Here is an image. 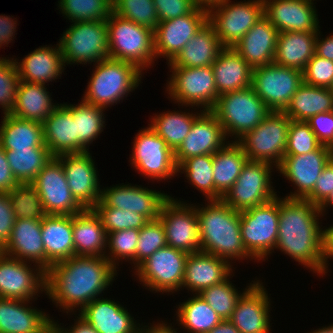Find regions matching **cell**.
Returning a JSON list of instances; mask_svg holds the SVG:
<instances>
[{
    "instance_id": "obj_1",
    "label": "cell",
    "mask_w": 333,
    "mask_h": 333,
    "mask_svg": "<svg viewBox=\"0 0 333 333\" xmlns=\"http://www.w3.org/2000/svg\"><path fill=\"white\" fill-rule=\"evenodd\" d=\"M117 271L105 257L73 256L46 271L44 294L59 307L60 312L68 315L73 311L72 315H76L75 310L79 313L112 286Z\"/></svg>"
},
{
    "instance_id": "obj_2",
    "label": "cell",
    "mask_w": 333,
    "mask_h": 333,
    "mask_svg": "<svg viewBox=\"0 0 333 333\" xmlns=\"http://www.w3.org/2000/svg\"><path fill=\"white\" fill-rule=\"evenodd\" d=\"M321 211L307 199L279 197V226L275 250L279 249L303 268L323 278ZM321 225V226H320Z\"/></svg>"
},
{
    "instance_id": "obj_3",
    "label": "cell",
    "mask_w": 333,
    "mask_h": 333,
    "mask_svg": "<svg viewBox=\"0 0 333 333\" xmlns=\"http://www.w3.org/2000/svg\"><path fill=\"white\" fill-rule=\"evenodd\" d=\"M201 206L195 205L201 251L216 255L230 264L233 260L254 259L242 242L239 211L223 200H208Z\"/></svg>"
},
{
    "instance_id": "obj_4",
    "label": "cell",
    "mask_w": 333,
    "mask_h": 333,
    "mask_svg": "<svg viewBox=\"0 0 333 333\" xmlns=\"http://www.w3.org/2000/svg\"><path fill=\"white\" fill-rule=\"evenodd\" d=\"M92 76L83 100L107 109L123 101L141 83L142 74L136 65L126 61L106 59L93 64Z\"/></svg>"
},
{
    "instance_id": "obj_5",
    "label": "cell",
    "mask_w": 333,
    "mask_h": 333,
    "mask_svg": "<svg viewBox=\"0 0 333 333\" xmlns=\"http://www.w3.org/2000/svg\"><path fill=\"white\" fill-rule=\"evenodd\" d=\"M221 124L226 138L238 141L260 124L271 110L255 93L252 86L218 96L210 110Z\"/></svg>"
},
{
    "instance_id": "obj_6",
    "label": "cell",
    "mask_w": 333,
    "mask_h": 333,
    "mask_svg": "<svg viewBox=\"0 0 333 333\" xmlns=\"http://www.w3.org/2000/svg\"><path fill=\"white\" fill-rule=\"evenodd\" d=\"M106 21L109 58L133 63L143 72L150 69L156 61L154 31L113 11Z\"/></svg>"
},
{
    "instance_id": "obj_7",
    "label": "cell",
    "mask_w": 333,
    "mask_h": 333,
    "mask_svg": "<svg viewBox=\"0 0 333 333\" xmlns=\"http://www.w3.org/2000/svg\"><path fill=\"white\" fill-rule=\"evenodd\" d=\"M207 8V22L213 27L224 47H234L264 16L263 0H218Z\"/></svg>"
},
{
    "instance_id": "obj_8",
    "label": "cell",
    "mask_w": 333,
    "mask_h": 333,
    "mask_svg": "<svg viewBox=\"0 0 333 333\" xmlns=\"http://www.w3.org/2000/svg\"><path fill=\"white\" fill-rule=\"evenodd\" d=\"M239 213L240 232L246 251L257 262L268 260L277 245L279 197Z\"/></svg>"
},
{
    "instance_id": "obj_9",
    "label": "cell",
    "mask_w": 333,
    "mask_h": 333,
    "mask_svg": "<svg viewBox=\"0 0 333 333\" xmlns=\"http://www.w3.org/2000/svg\"><path fill=\"white\" fill-rule=\"evenodd\" d=\"M71 23L58 42L65 66L92 65L109 58L106 20Z\"/></svg>"
},
{
    "instance_id": "obj_10",
    "label": "cell",
    "mask_w": 333,
    "mask_h": 333,
    "mask_svg": "<svg viewBox=\"0 0 333 333\" xmlns=\"http://www.w3.org/2000/svg\"><path fill=\"white\" fill-rule=\"evenodd\" d=\"M169 70L172 74L167 80L165 91L174 104L186 108L191 106L195 110L200 107L203 111L213 108L218 92L212 66L170 67Z\"/></svg>"
},
{
    "instance_id": "obj_11",
    "label": "cell",
    "mask_w": 333,
    "mask_h": 333,
    "mask_svg": "<svg viewBox=\"0 0 333 333\" xmlns=\"http://www.w3.org/2000/svg\"><path fill=\"white\" fill-rule=\"evenodd\" d=\"M290 122L284 111H271L260 124L241 137L237 142L248 161L268 162L277 167L285 155Z\"/></svg>"
},
{
    "instance_id": "obj_12",
    "label": "cell",
    "mask_w": 333,
    "mask_h": 333,
    "mask_svg": "<svg viewBox=\"0 0 333 333\" xmlns=\"http://www.w3.org/2000/svg\"><path fill=\"white\" fill-rule=\"evenodd\" d=\"M132 143L129 161L140 175L152 181L169 180L179 175L175 152L149 125L138 131Z\"/></svg>"
},
{
    "instance_id": "obj_13",
    "label": "cell",
    "mask_w": 333,
    "mask_h": 333,
    "mask_svg": "<svg viewBox=\"0 0 333 333\" xmlns=\"http://www.w3.org/2000/svg\"><path fill=\"white\" fill-rule=\"evenodd\" d=\"M187 256L186 252L166 246L154 252L133 272L150 292L172 294L181 289Z\"/></svg>"
},
{
    "instance_id": "obj_14",
    "label": "cell",
    "mask_w": 333,
    "mask_h": 333,
    "mask_svg": "<svg viewBox=\"0 0 333 333\" xmlns=\"http://www.w3.org/2000/svg\"><path fill=\"white\" fill-rule=\"evenodd\" d=\"M273 164L247 161L236 182L222 197V200L237 211L262 205L277 196L272 185Z\"/></svg>"
},
{
    "instance_id": "obj_15",
    "label": "cell",
    "mask_w": 333,
    "mask_h": 333,
    "mask_svg": "<svg viewBox=\"0 0 333 333\" xmlns=\"http://www.w3.org/2000/svg\"><path fill=\"white\" fill-rule=\"evenodd\" d=\"M303 84V72L275 63L252 70V87L271 111H284Z\"/></svg>"
},
{
    "instance_id": "obj_16",
    "label": "cell",
    "mask_w": 333,
    "mask_h": 333,
    "mask_svg": "<svg viewBox=\"0 0 333 333\" xmlns=\"http://www.w3.org/2000/svg\"><path fill=\"white\" fill-rule=\"evenodd\" d=\"M158 219L164 226L167 246L188 254L201 251L194 204L170 196L163 203Z\"/></svg>"
},
{
    "instance_id": "obj_17",
    "label": "cell",
    "mask_w": 333,
    "mask_h": 333,
    "mask_svg": "<svg viewBox=\"0 0 333 333\" xmlns=\"http://www.w3.org/2000/svg\"><path fill=\"white\" fill-rule=\"evenodd\" d=\"M31 265L5 254L0 256V298L33 301L45 292L46 271Z\"/></svg>"
},
{
    "instance_id": "obj_18",
    "label": "cell",
    "mask_w": 333,
    "mask_h": 333,
    "mask_svg": "<svg viewBox=\"0 0 333 333\" xmlns=\"http://www.w3.org/2000/svg\"><path fill=\"white\" fill-rule=\"evenodd\" d=\"M207 22L206 5L199 4L190 14L160 21L154 30L156 60L166 58L171 63L182 48Z\"/></svg>"
},
{
    "instance_id": "obj_19",
    "label": "cell",
    "mask_w": 333,
    "mask_h": 333,
    "mask_svg": "<svg viewBox=\"0 0 333 333\" xmlns=\"http://www.w3.org/2000/svg\"><path fill=\"white\" fill-rule=\"evenodd\" d=\"M40 195L46 214L74 215L84 208L73 197L62 163L53 157L31 183Z\"/></svg>"
},
{
    "instance_id": "obj_20",
    "label": "cell",
    "mask_w": 333,
    "mask_h": 333,
    "mask_svg": "<svg viewBox=\"0 0 333 333\" xmlns=\"http://www.w3.org/2000/svg\"><path fill=\"white\" fill-rule=\"evenodd\" d=\"M332 157L333 150L322 144L307 154L284 156L276 170L295 187L294 192L285 197L305 199Z\"/></svg>"
},
{
    "instance_id": "obj_21",
    "label": "cell",
    "mask_w": 333,
    "mask_h": 333,
    "mask_svg": "<svg viewBox=\"0 0 333 333\" xmlns=\"http://www.w3.org/2000/svg\"><path fill=\"white\" fill-rule=\"evenodd\" d=\"M63 166L73 197L84 209H92L101 199L98 171L89 151L56 157Z\"/></svg>"
},
{
    "instance_id": "obj_22",
    "label": "cell",
    "mask_w": 333,
    "mask_h": 333,
    "mask_svg": "<svg viewBox=\"0 0 333 333\" xmlns=\"http://www.w3.org/2000/svg\"><path fill=\"white\" fill-rule=\"evenodd\" d=\"M167 193L132 184H116L101 190V201L108 207L136 212L148 221L158 219Z\"/></svg>"
},
{
    "instance_id": "obj_23",
    "label": "cell",
    "mask_w": 333,
    "mask_h": 333,
    "mask_svg": "<svg viewBox=\"0 0 333 333\" xmlns=\"http://www.w3.org/2000/svg\"><path fill=\"white\" fill-rule=\"evenodd\" d=\"M270 307L267 290L263 282L256 279L241 295L228 320L241 333H271Z\"/></svg>"
},
{
    "instance_id": "obj_24",
    "label": "cell",
    "mask_w": 333,
    "mask_h": 333,
    "mask_svg": "<svg viewBox=\"0 0 333 333\" xmlns=\"http://www.w3.org/2000/svg\"><path fill=\"white\" fill-rule=\"evenodd\" d=\"M316 0H263L264 16L280 32L320 29Z\"/></svg>"
},
{
    "instance_id": "obj_25",
    "label": "cell",
    "mask_w": 333,
    "mask_h": 333,
    "mask_svg": "<svg viewBox=\"0 0 333 333\" xmlns=\"http://www.w3.org/2000/svg\"><path fill=\"white\" fill-rule=\"evenodd\" d=\"M229 139L219 121L210 111H203L193 122L189 134L175 151V161L179 166L184 160L193 156L214 154Z\"/></svg>"
},
{
    "instance_id": "obj_26",
    "label": "cell",
    "mask_w": 333,
    "mask_h": 333,
    "mask_svg": "<svg viewBox=\"0 0 333 333\" xmlns=\"http://www.w3.org/2000/svg\"><path fill=\"white\" fill-rule=\"evenodd\" d=\"M78 316L92 325L98 333H139L140 330V323H136L124 306L103 295L87 304Z\"/></svg>"
},
{
    "instance_id": "obj_27",
    "label": "cell",
    "mask_w": 333,
    "mask_h": 333,
    "mask_svg": "<svg viewBox=\"0 0 333 333\" xmlns=\"http://www.w3.org/2000/svg\"><path fill=\"white\" fill-rule=\"evenodd\" d=\"M229 262L202 251L190 253L187 256L182 281V288L199 294L203 289L226 280L233 270Z\"/></svg>"
},
{
    "instance_id": "obj_28",
    "label": "cell",
    "mask_w": 333,
    "mask_h": 333,
    "mask_svg": "<svg viewBox=\"0 0 333 333\" xmlns=\"http://www.w3.org/2000/svg\"><path fill=\"white\" fill-rule=\"evenodd\" d=\"M279 31L263 16L233 47L252 67L274 63Z\"/></svg>"
},
{
    "instance_id": "obj_29",
    "label": "cell",
    "mask_w": 333,
    "mask_h": 333,
    "mask_svg": "<svg viewBox=\"0 0 333 333\" xmlns=\"http://www.w3.org/2000/svg\"><path fill=\"white\" fill-rule=\"evenodd\" d=\"M3 254L40 266L45 270V250L41 234V220L16 219Z\"/></svg>"
},
{
    "instance_id": "obj_30",
    "label": "cell",
    "mask_w": 333,
    "mask_h": 333,
    "mask_svg": "<svg viewBox=\"0 0 333 333\" xmlns=\"http://www.w3.org/2000/svg\"><path fill=\"white\" fill-rule=\"evenodd\" d=\"M73 215L47 214L41 220L45 250V271L52 265L74 256Z\"/></svg>"
},
{
    "instance_id": "obj_31",
    "label": "cell",
    "mask_w": 333,
    "mask_h": 333,
    "mask_svg": "<svg viewBox=\"0 0 333 333\" xmlns=\"http://www.w3.org/2000/svg\"><path fill=\"white\" fill-rule=\"evenodd\" d=\"M55 46L36 48L20 62L14 58L20 80L46 85L60 79L66 66L58 43Z\"/></svg>"
},
{
    "instance_id": "obj_32",
    "label": "cell",
    "mask_w": 333,
    "mask_h": 333,
    "mask_svg": "<svg viewBox=\"0 0 333 333\" xmlns=\"http://www.w3.org/2000/svg\"><path fill=\"white\" fill-rule=\"evenodd\" d=\"M30 302L0 298V333H45L53 319Z\"/></svg>"
},
{
    "instance_id": "obj_33",
    "label": "cell",
    "mask_w": 333,
    "mask_h": 333,
    "mask_svg": "<svg viewBox=\"0 0 333 333\" xmlns=\"http://www.w3.org/2000/svg\"><path fill=\"white\" fill-rule=\"evenodd\" d=\"M74 256L105 257L107 233L93 209L73 215Z\"/></svg>"
},
{
    "instance_id": "obj_34",
    "label": "cell",
    "mask_w": 333,
    "mask_h": 333,
    "mask_svg": "<svg viewBox=\"0 0 333 333\" xmlns=\"http://www.w3.org/2000/svg\"><path fill=\"white\" fill-rule=\"evenodd\" d=\"M218 96L252 86V67L233 47H224L212 64Z\"/></svg>"
},
{
    "instance_id": "obj_35",
    "label": "cell",
    "mask_w": 333,
    "mask_h": 333,
    "mask_svg": "<svg viewBox=\"0 0 333 333\" xmlns=\"http://www.w3.org/2000/svg\"><path fill=\"white\" fill-rule=\"evenodd\" d=\"M223 48L213 27L206 22L168 67L212 66Z\"/></svg>"
},
{
    "instance_id": "obj_36",
    "label": "cell",
    "mask_w": 333,
    "mask_h": 333,
    "mask_svg": "<svg viewBox=\"0 0 333 333\" xmlns=\"http://www.w3.org/2000/svg\"><path fill=\"white\" fill-rule=\"evenodd\" d=\"M42 124L45 145L54 157L76 153L75 122L65 103H60Z\"/></svg>"
},
{
    "instance_id": "obj_37",
    "label": "cell",
    "mask_w": 333,
    "mask_h": 333,
    "mask_svg": "<svg viewBox=\"0 0 333 333\" xmlns=\"http://www.w3.org/2000/svg\"><path fill=\"white\" fill-rule=\"evenodd\" d=\"M314 32H280L278 34L274 63L303 71L316 50Z\"/></svg>"
},
{
    "instance_id": "obj_38",
    "label": "cell",
    "mask_w": 333,
    "mask_h": 333,
    "mask_svg": "<svg viewBox=\"0 0 333 333\" xmlns=\"http://www.w3.org/2000/svg\"><path fill=\"white\" fill-rule=\"evenodd\" d=\"M43 84L20 80L16 94V104L10 113L12 116L29 121L43 123L60 105L52 102L50 92Z\"/></svg>"
},
{
    "instance_id": "obj_39",
    "label": "cell",
    "mask_w": 333,
    "mask_h": 333,
    "mask_svg": "<svg viewBox=\"0 0 333 333\" xmlns=\"http://www.w3.org/2000/svg\"><path fill=\"white\" fill-rule=\"evenodd\" d=\"M247 161L243 148L236 141H229L213 154L214 200H222Z\"/></svg>"
},
{
    "instance_id": "obj_40",
    "label": "cell",
    "mask_w": 333,
    "mask_h": 333,
    "mask_svg": "<svg viewBox=\"0 0 333 333\" xmlns=\"http://www.w3.org/2000/svg\"><path fill=\"white\" fill-rule=\"evenodd\" d=\"M0 124V146L4 150L47 147L43 124L5 114Z\"/></svg>"
},
{
    "instance_id": "obj_41",
    "label": "cell",
    "mask_w": 333,
    "mask_h": 333,
    "mask_svg": "<svg viewBox=\"0 0 333 333\" xmlns=\"http://www.w3.org/2000/svg\"><path fill=\"white\" fill-rule=\"evenodd\" d=\"M333 111L331 88L310 86L303 83L293 94L284 112L295 121H308L312 116Z\"/></svg>"
},
{
    "instance_id": "obj_42",
    "label": "cell",
    "mask_w": 333,
    "mask_h": 333,
    "mask_svg": "<svg viewBox=\"0 0 333 333\" xmlns=\"http://www.w3.org/2000/svg\"><path fill=\"white\" fill-rule=\"evenodd\" d=\"M65 105L72 111L76 128V153L89 151L90 144L105 129V108L85 102Z\"/></svg>"
},
{
    "instance_id": "obj_43",
    "label": "cell",
    "mask_w": 333,
    "mask_h": 333,
    "mask_svg": "<svg viewBox=\"0 0 333 333\" xmlns=\"http://www.w3.org/2000/svg\"><path fill=\"white\" fill-rule=\"evenodd\" d=\"M166 111L151 117L148 124L174 152L189 134L194 120L203 112Z\"/></svg>"
},
{
    "instance_id": "obj_44",
    "label": "cell",
    "mask_w": 333,
    "mask_h": 333,
    "mask_svg": "<svg viewBox=\"0 0 333 333\" xmlns=\"http://www.w3.org/2000/svg\"><path fill=\"white\" fill-rule=\"evenodd\" d=\"M176 308V322L187 333H208L223 321L199 294H193Z\"/></svg>"
},
{
    "instance_id": "obj_45",
    "label": "cell",
    "mask_w": 333,
    "mask_h": 333,
    "mask_svg": "<svg viewBox=\"0 0 333 333\" xmlns=\"http://www.w3.org/2000/svg\"><path fill=\"white\" fill-rule=\"evenodd\" d=\"M11 171L19 184L32 183L54 157L47 147L5 150Z\"/></svg>"
},
{
    "instance_id": "obj_46",
    "label": "cell",
    "mask_w": 333,
    "mask_h": 333,
    "mask_svg": "<svg viewBox=\"0 0 333 333\" xmlns=\"http://www.w3.org/2000/svg\"><path fill=\"white\" fill-rule=\"evenodd\" d=\"M185 174L187 182L205 196L214 200L213 154L193 156L178 166V173Z\"/></svg>"
},
{
    "instance_id": "obj_47",
    "label": "cell",
    "mask_w": 333,
    "mask_h": 333,
    "mask_svg": "<svg viewBox=\"0 0 333 333\" xmlns=\"http://www.w3.org/2000/svg\"><path fill=\"white\" fill-rule=\"evenodd\" d=\"M64 18L70 22L107 20L113 11V0H59Z\"/></svg>"
},
{
    "instance_id": "obj_48",
    "label": "cell",
    "mask_w": 333,
    "mask_h": 333,
    "mask_svg": "<svg viewBox=\"0 0 333 333\" xmlns=\"http://www.w3.org/2000/svg\"><path fill=\"white\" fill-rule=\"evenodd\" d=\"M232 274L223 282L203 289L199 296L219 315L222 320H228L233 313L241 295L255 282L251 281L249 286L239 293L229 279Z\"/></svg>"
},
{
    "instance_id": "obj_49",
    "label": "cell",
    "mask_w": 333,
    "mask_h": 333,
    "mask_svg": "<svg viewBox=\"0 0 333 333\" xmlns=\"http://www.w3.org/2000/svg\"><path fill=\"white\" fill-rule=\"evenodd\" d=\"M138 229H124L107 233V252L105 258L118 269L119 262L131 261L136 269V248L139 238Z\"/></svg>"
},
{
    "instance_id": "obj_50",
    "label": "cell",
    "mask_w": 333,
    "mask_h": 333,
    "mask_svg": "<svg viewBox=\"0 0 333 333\" xmlns=\"http://www.w3.org/2000/svg\"><path fill=\"white\" fill-rule=\"evenodd\" d=\"M8 195L16 219L42 220L47 215L40 195L31 183L18 184Z\"/></svg>"
},
{
    "instance_id": "obj_51",
    "label": "cell",
    "mask_w": 333,
    "mask_h": 333,
    "mask_svg": "<svg viewBox=\"0 0 333 333\" xmlns=\"http://www.w3.org/2000/svg\"><path fill=\"white\" fill-rule=\"evenodd\" d=\"M100 217L106 233L124 229L140 230L148 220L136 212L108 207L101 200L92 208Z\"/></svg>"
},
{
    "instance_id": "obj_52",
    "label": "cell",
    "mask_w": 333,
    "mask_h": 333,
    "mask_svg": "<svg viewBox=\"0 0 333 333\" xmlns=\"http://www.w3.org/2000/svg\"><path fill=\"white\" fill-rule=\"evenodd\" d=\"M113 12L153 31L160 22L153 0H113Z\"/></svg>"
},
{
    "instance_id": "obj_53",
    "label": "cell",
    "mask_w": 333,
    "mask_h": 333,
    "mask_svg": "<svg viewBox=\"0 0 333 333\" xmlns=\"http://www.w3.org/2000/svg\"><path fill=\"white\" fill-rule=\"evenodd\" d=\"M166 235L159 219L148 221L139 231L136 248V268L157 250L166 247Z\"/></svg>"
},
{
    "instance_id": "obj_54",
    "label": "cell",
    "mask_w": 333,
    "mask_h": 333,
    "mask_svg": "<svg viewBox=\"0 0 333 333\" xmlns=\"http://www.w3.org/2000/svg\"><path fill=\"white\" fill-rule=\"evenodd\" d=\"M19 82L14 58L0 57V108L3 115L10 114L14 109Z\"/></svg>"
},
{
    "instance_id": "obj_55",
    "label": "cell",
    "mask_w": 333,
    "mask_h": 333,
    "mask_svg": "<svg viewBox=\"0 0 333 333\" xmlns=\"http://www.w3.org/2000/svg\"><path fill=\"white\" fill-rule=\"evenodd\" d=\"M320 145L316 134L306 121L291 120L284 156L307 154L316 150Z\"/></svg>"
},
{
    "instance_id": "obj_56",
    "label": "cell",
    "mask_w": 333,
    "mask_h": 333,
    "mask_svg": "<svg viewBox=\"0 0 333 333\" xmlns=\"http://www.w3.org/2000/svg\"><path fill=\"white\" fill-rule=\"evenodd\" d=\"M303 72V83L310 86L331 88L333 86V61L316 53L308 61Z\"/></svg>"
},
{
    "instance_id": "obj_57",
    "label": "cell",
    "mask_w": 333,
    "mask_h": 333,
    "mask_svg": "<svg viewBox=\"0 0 333 333\" xmlns=\"http://www.w3.org/2000/svg\"><path fill=\"white\" fill-rule=\"evenodd\" d=\"M160 21L190 14L200 3L197 0H153Z\"/></svg>"
},
{
    "instance_id": "obj_58",
    "label": "cell",
    "mask_w": 333,
    "mask_h": 333,
    "mask_svg": "<svg viewBox=\"0 0 333 333\" xmlns=\"http://www.w3.org/2000/svg\"><path fill=\"white\" fill-rule=\"evenodd\" d=\"M333 191V157L325 165L322 173L317 178L313 191L305 198L313 205L320 207Z\"/></svg>"
},
{
    "instance_id": "obj_59",
    "label": "cell",
    "mask_w": 333,
    "mask_h": 333,
    "mask_svg": "<svg viewBox=\"0 0 333 333\" xmlns=\"http://www.w3.org/2000/svg\"><path fill=\"white\" fill-rule=\"evenodd\" d=\"M306 122L322 145L333 143V111L316 114Z\"/></svg>"
},
{
    "instance_id": "obj_60",
    "label": "cell",
    "mask_w": 333,
    "mask_h": 333,
    "mask_svg": "<svg viewBox=\"0 0 333 333\" xmlns=\"http://www.w3.org/2000/svg\"><path fill=\"white\" fill-rule=\"evenodd\" d=\"M16 220L8 193H0V245L3 247L11 236Z\"/></svg>"
},
{
    "instance_id": "obj_61",
    "label": "cell",
    "mask_w": 333,
    "mask_h": 333,
    "mask_svg": "<svg viewBox=\"0 0 333 333\" xmlns=\"http://www.w3.org/2000/svg\"><path fill=\"white\" fill-rule=\"evenodd\" d=\"M18 184L9 166L5 150L0 146V193H8Z\"/></svg>"
},
{
    "instance_id": "obj_62",
    "label": "cell",
    "mask_w": 333,
    "mask_h": 333,
    "mask_svg": "<svg viewBox=\"0 0 333 333\" xmlns=\"http://www.w3.org/2000/svg\"><path fill=\"white\" fill-rule=\"evenodd\" d=\"M17 26V20L16 18L12 19L11 16L7 15H0V48L2 46L5 47L9 43H11V40H14V36L17 34L15 33ZM13 38V39H12Z\"/></svg>"
},
{
    "instance_id": "obj_63",
    "label": "cell",
    "mask_w": 333,
    "mask_h": 333,
    "mask_svg": "<svg viewBox=\"0 0 333 333\" xmlns=\"http://www.w3.org/2000/svg\"><path fill=\"white\" fill-rule=\"evenodd\" d=\"M320 29L316 35V50L315 53L325 59L333 61V33L326 38H320Z\"/></svg>"
},
{
    "instance_id": "obj_64",
    "label": "cell",
    "mask_w": 333,
    "mask_h": 333,
    "mask_svg": "<svg viewBox=\"0 0 333 333\" xmlns=\"http://www.w3.org/2000/svg\"><path fill=\"white\" fill-rule=\"evenodd\" d=\"M323 239V275L328 273V259H333V225L324 227Z\"/></svg>"
},
{
    "instance_id": "obj_65",
    "label": "cell",
    "mask_w": 333,
    "mask_h": 333,
    "mask_svg": "<svg viewBox=\"0 0 333 333\" xmlns=\"http://www.w3.org/2000/svg\"><path fill=\"white\" fill-rule=\"evenodd\" d=\"M161 322L159 323L157 322V324L153 323L150 326L148 325L144 326L142 323L140 325L139 333H179L177 332L178 328H173L174 326H172V324L169 325L168 322L167 323H164V321Z\"/></svg>"
},
{
    "instance_id": "obj_66",
    "label": "cell",
    "mask_w": 333,
    "mask_h": 333,
    "mask_svg": "<svg viewBox=\"0 0 333 333\" xmlns=\"http://www.w3.org/2000/svg\"><path fill=\"white\" fill-rule=\"evenodd\" d=\"M77 317V318H76ZM76 320L74 319V324L70 327H64L62 324L63 328L68 332V333H98L96 329L88 324L84 319H82L80 316H75Z\"/></svg>"
},
{
    "instance_id": "obj_67",
    "label": "cell",
    "mask_w": 333,
    "mask_h": 333,
    "mask_svg": "<svg viewBox=\"0 0 333 333\" xmlns=\"http://www.w3.org/2000/svg\"><path fill=\"white\" fill-rule=\"evenodd\" d=\"M208 333H241L229 320H223Z\"/></svg>"
},
{
    "instance_id": "obj_68",
    "label": "cell",
    "mask_w": 333,
    "mask_h": 333,
    "mask_svg": "<svg viewBox=\"0 0 333 333\" xmlns=\"http://www.w3.org/2000/svg\"><path fill=\"white\" fill-rule=\"evenodd\" d=\"M56 320H52L46 327L45 333H68Z\"/></svg>"
},
{
    "instance_id": "obj_69",
    "label": "cell",
    "mask_w": 333,
    "mask_h": 333,
    "mask_svg": "<svg viewBox=\"0 0 333 333\" xmlns=\"http://www.w3.org/2000/svg\"><path fill=\"white\" fill-rule=\"evenodd\" d=\"M330 206L333 208V191H332L331 195L329 196V198L319 207L322 216H325V212L328 211L326 208H328Z\"/></svg>"
},
{
    "instance_id": "obj_70",
    "label": "cell",
    "mask_w": 333,
    "mask_h": 333,
    "mask_svg": "<svg viewBox=\"0 0 333 333\" xmlns=\"http://www.w3.org/2000/svg\"><path fill=\"white\" fill-rule=\"evenodd\" d=\"M309 333H333V324L329 325V326H325L322 328H318L314 331H311Z\"/></svg>"
},
{
    "instance_id": "obj_71",
    "label": "cell",
    "mask_w": 333,
    "mask_h": 333,
    "mask_svg": "<svg viewBox=\"0 0 333 333\" xmlns=\"http://www.w3.org/2000/svg\"><path fill=\"white\" fill-rule=\"evenodd\" d=\"M200 4H203V5H209L210 3H213L215 1H218V0H197Z\"/></svg>"
},
{
    "instance_id": "obj_72",
    "label": "cell",
    "mask_w": 333,
    "mask_h": 333,
    "mask_svg": "<svg viewBox=\"0 0 333 333\" xmlns=\"http://www.w3.org/2000/svg\"><path fill=\"white\" fill-rule=\"evenodd\" d=\"M3 254V247L0 245V256Z\"/></svg>"
},
{
    "instance_id": "obj_73",
    "label": "cell",
    "mask_w": 333,
    "mask_h": 333,
    "mask_svg": "<svg viewBox=\"0 0 333 333\" xmlns=\"http://www.w3.org/2000/svg\"><path fill=\"white\" fill-rule=\"evenodd\" d=\"M329 147L333 150V143Z\"/></svg>"
}]
</instances>
